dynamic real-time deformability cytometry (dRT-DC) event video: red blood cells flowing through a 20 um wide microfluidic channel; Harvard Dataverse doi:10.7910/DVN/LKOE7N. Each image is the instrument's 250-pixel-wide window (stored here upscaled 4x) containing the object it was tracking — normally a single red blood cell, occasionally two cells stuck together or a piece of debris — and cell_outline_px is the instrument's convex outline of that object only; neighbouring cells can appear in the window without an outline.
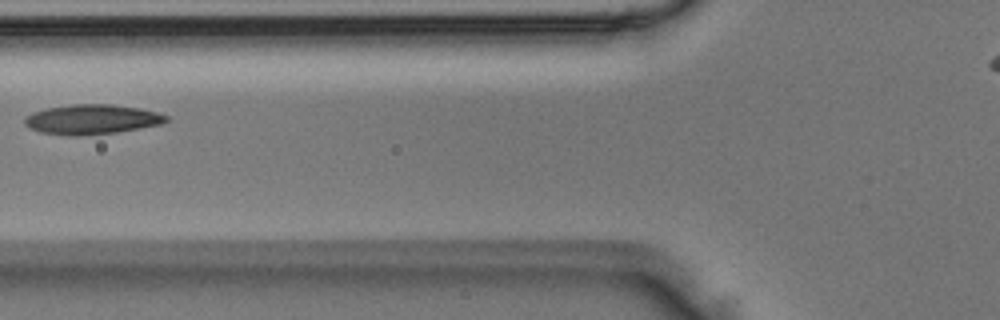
{"species": "Egyptian fruit bat (a non-hibernating species)", "species_latin": "Rousettus aegyptiacus", "temperature_condition": "room temperature", "stored_images_in_passage": 6, "camera_frame_rate_fps": 3000, "um_per_image_px": 0.085, "animal": {"sex": "male"}, "frame": {"image": 1, "passage_image": 5, "time_ms": 1.333, "image_size_px": [1000, 320], "cell_outline_px": [[168, 120], [160, 124], [140, 128], [116, 132], [80, 136], [68, 136], [40, 132], [28, 128], [24, 124], [24, 116], [32, 112], [44, 108], [72, 104], [112, 104], [140, 108], [156, 112], [168, 116]], "centroid_in_image_um": [7.74, 10.14], "position_along_channel_um": 118.1, "area_um2": 24.8}}